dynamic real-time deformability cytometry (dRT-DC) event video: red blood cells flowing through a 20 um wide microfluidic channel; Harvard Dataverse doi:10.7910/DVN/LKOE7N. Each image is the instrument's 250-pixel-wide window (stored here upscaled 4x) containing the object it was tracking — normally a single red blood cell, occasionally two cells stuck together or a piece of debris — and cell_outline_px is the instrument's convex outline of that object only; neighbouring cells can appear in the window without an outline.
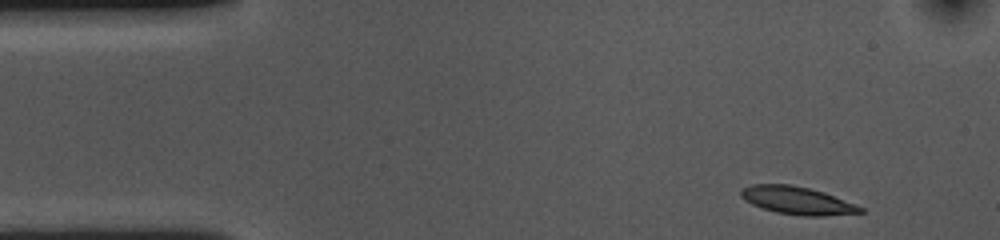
{"species": "common noctule bat (a hibernating species)", "species_latin": "Nyctalus noctula", "temperature_condition": "cold", "stored_images_in_passage": 8, "camera_frame_rate_fps": 3000, "um_per_image_px": 0.085, "animal": {"sex": "female", "body_mass_g": 10.0, "forearm_length_mm": 53.1}, "frame": {"image": 1, "passage_image": 1, "time_ms": 0.0, "image_size_px": [1000, 240], "cell_outline_px": [[864, 212], [824, 216], [804, 216], [776, 212], [752, 204], [744, 200], [740, 196], [740, 188], [752, 184], [792, 184], [824, 192], [864, 208]], "centroid_in_image_um": [67.72, 17.03], "position_along_channel_um": 17.3, "area_um2": 19.25}}